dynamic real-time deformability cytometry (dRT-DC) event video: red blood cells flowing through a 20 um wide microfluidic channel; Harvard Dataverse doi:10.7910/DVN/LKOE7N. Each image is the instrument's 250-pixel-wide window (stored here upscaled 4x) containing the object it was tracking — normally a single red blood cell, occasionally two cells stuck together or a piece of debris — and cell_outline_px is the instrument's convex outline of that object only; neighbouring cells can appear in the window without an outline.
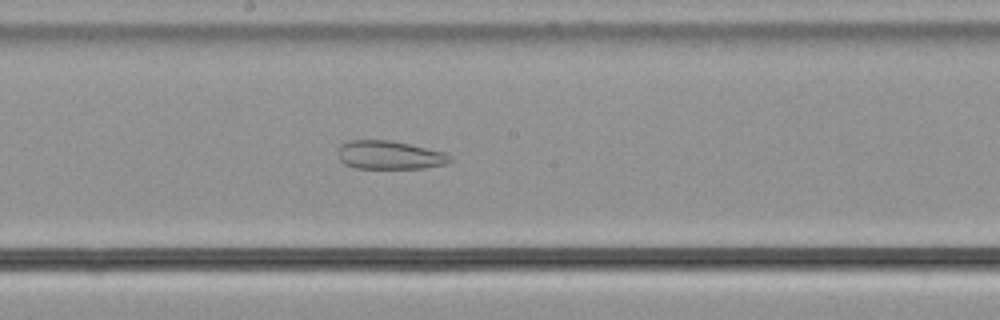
{"species": "common noctule bat (a hibernating species)", "species_latin": "Nyctalus noctula", "temperature_condition": "cold", "stored_images_in_passage": 56, "camera_frame_rate_fps": 3000, "um_per_image_px": 0.085, "animal": {"sex": "male", "body_mass_g": 21.5, "forearm_length_mm": 52.0}, "frame": {"image": 1, "passage_image": 31, "time_ms": 10.0, "image_size_px": [1000, 320], "cell_outline_px": [[452, 160], [444, 164], [424, 168], [352, 168], [344, 164], [340, 160], [340, 144], [348, 140], [392, 140], [444, 152], [452, 156]], "centroid_in_image_um": [33.11, 13.18], "position_along_channel_um": 215.1, "area_um2": 18.55}}
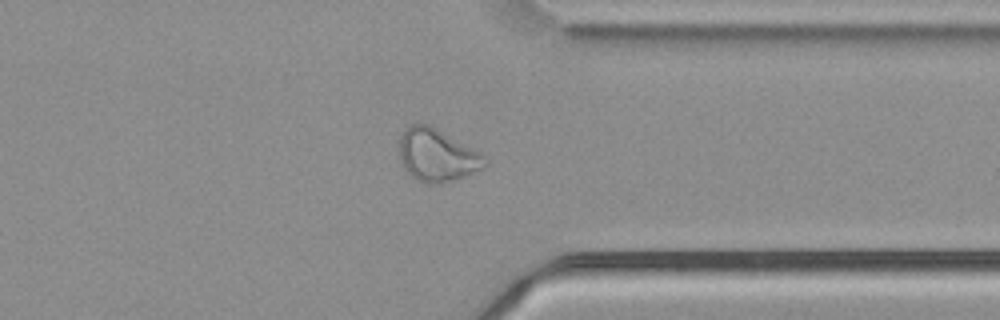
{"frame": {"image": 2, "passage_image": 44, "time_ms": 14.333, "image_size_px": [1000, 320], "cell_outline_px": [[488, 164], [484, 168], [456, 180], [440, 184], [428, 184], [412, 176], [404, 168], [400, 160], [400, 136], [404, 128], [412, 124], [428, 124], [436, 128], [480, 152], [488, 160]], "centroid_in_image_um": [37.16, 13.2], "position_along_channel_um": 374.2, "area_um2": 26.24}}
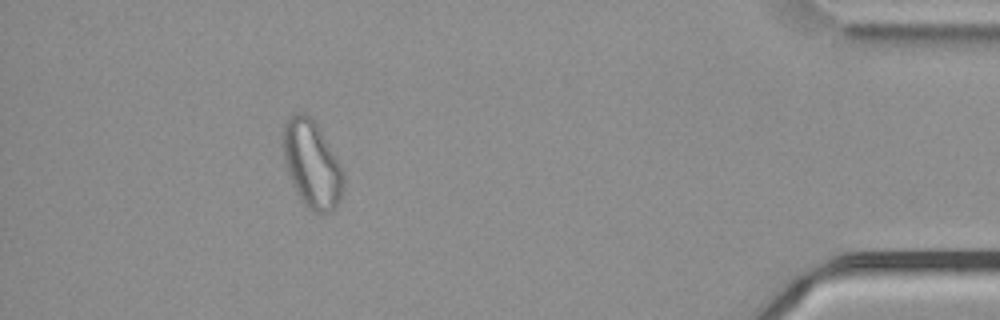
{"frame": {"image": 3, "passage_image": 51, "time_ms": 16.667, "image_size_px": [1000, 320], "cell_outline_px": [[344, 184], [340, 200], [332, 212], [312, 212], [300, 200], [288, 172], [284, 156], [284, 124], [292, 112], [304, 112], [312, 116], [316, 120], [340, 164], [344, 176]], "centroid_in_image_um": [26.53, 13.92], "position_along_channel_um": 408.7, "area_um2": 30.75}, "authors_computed_cell_mechanics": {"area_um2": 28.8133, "velocity_mm_per_s": 3.7309, "shape_relaxation_time_tau1_ms": null, "shape_relaxation_time_tau2_ms": 2.6394, "deformation_change_tau1": null, "deformation_change_tau2": 0.1035}}